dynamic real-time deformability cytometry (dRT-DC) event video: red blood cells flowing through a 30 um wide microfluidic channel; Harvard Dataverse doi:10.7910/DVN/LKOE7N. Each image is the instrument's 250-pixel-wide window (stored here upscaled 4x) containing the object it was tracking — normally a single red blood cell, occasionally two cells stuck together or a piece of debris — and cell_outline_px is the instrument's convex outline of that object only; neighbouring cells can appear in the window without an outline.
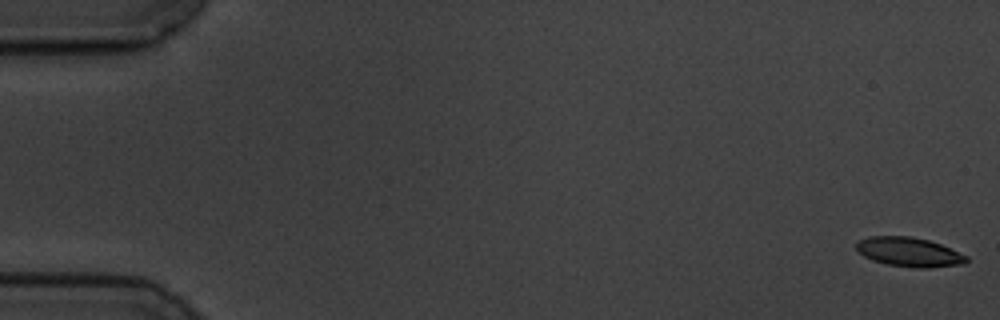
{"species": "common noctule bat (a hibernating species)", "species_latin": "Nyctalus noctula", "temperature_condition": "cold", "stored_images_in_passage": 55, "camera_frame_rate_fps": 3000, "um_per_image_px": 0.085, "animal": {"sex": "male", "body_mass_g": 19.5, "forearm_length_mm": 54.6}, "frame": {"image": 1, "passage_image": 1, "time_ms": 0.0, "image_size_px": [1000, 320], "cell_outline_px": [[968, 260], [964, 264], [928, 268], [920, 268], [888, 264], [872, 260], [864, 256], [856, 248], [856, 244], [860, 240], [868, 236], [912, 236], [928, 240], [940, 244], [968, 256]], "centroid_in_image_um": [77.29, 21.42], "position_along_channel_um": 7.7, "area_um2": 18.67}}
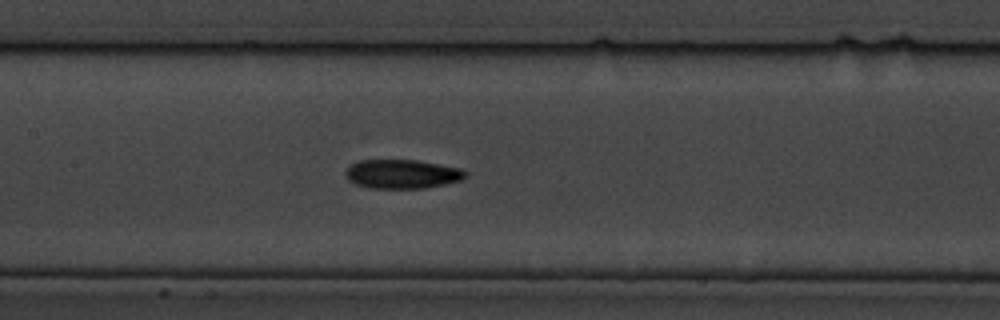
{"frame": {"image": 2, "passage_image": 28, "time_ms": 9.0, "image_size_px": [1000, 320], "cell_outline_px": [[468, 176], [464, 180], [424, 188], [368, 188], [356, 184], [348, 180], [344, 176], [344, 172], [352, 164], [360, 160], [416, 160], [460, 168], [468, 172]], "centroid_in_image_um": [34.2, 14.8], "position_along_channel_um": 173.2, "area_um2": 20.4}}
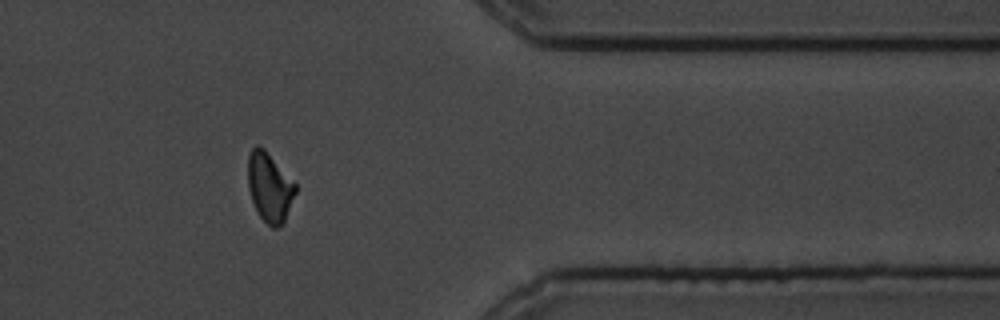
{"frame": {"image": 3, "passage_image": 48, "time_ms": 15.667, "image_size_px": [1000, 320], "cell_outline_px": [[296, 192], [284, 220], [276, 228], [272, 228], [260, 216], [252, 200], [248, 188], [248, 152], [256, 144], [264, 148], [296, 184]], "centroid_in_image_um": [22.89, 15.87], "position_along_channel_um": 388.5, "area_um2": 18.9}}